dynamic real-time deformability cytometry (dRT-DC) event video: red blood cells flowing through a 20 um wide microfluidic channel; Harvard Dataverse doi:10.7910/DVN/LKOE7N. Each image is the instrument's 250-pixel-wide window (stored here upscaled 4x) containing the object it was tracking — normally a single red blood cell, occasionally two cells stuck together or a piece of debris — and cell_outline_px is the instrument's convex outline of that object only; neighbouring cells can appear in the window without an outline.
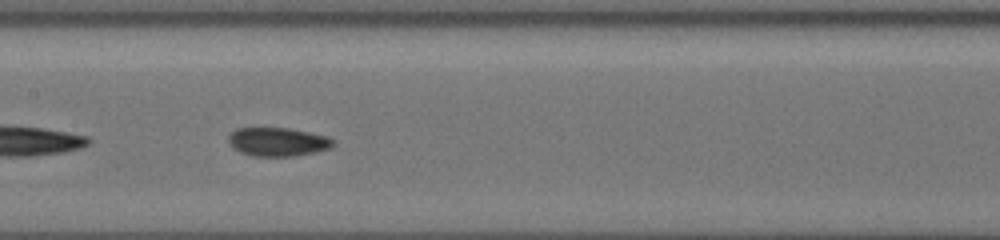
{"species": "common noctule bat (a hibernating species)", "species_latin": "Nyctalus noctula", "temperature_condition": "cold", "stored_images_in_passage": 33, "camera_frame_rate_fps": 3000, "um_per_image_px": 0.085, "animal": {"sex": "female", "body_mass_g": 19.5, "forearm_length_mm": 54.1}, "frame": {"image": 1, "passage_image": 10, "time_ms": 3.0, "image_size_px": [1000, 240], "cell_outline_px": [[336, 144], [328, 148], [316, 152], [296, 156], [252, 156], [240, 152], [232, 148], [228, 144], [228, 136], [236, 128], [288, 128], [328, 136], [336, 140]], "centroid_in_image_um": [23.61, 12.06], "position_along_channel_um": 183.8, "area_um2": 17.69}, "authors_computed_cell_mechanics": {"area_um2": 17.5712, "velocity_mm_per_s": 3.758, "shape_relaxation_time_tau1_ms": 4.4131, "shape_relaxation_time_tau2_ms": 2.1752, "deformation_change_tau1": 0.1233, "deformation_change_tau2": 0.0754}}